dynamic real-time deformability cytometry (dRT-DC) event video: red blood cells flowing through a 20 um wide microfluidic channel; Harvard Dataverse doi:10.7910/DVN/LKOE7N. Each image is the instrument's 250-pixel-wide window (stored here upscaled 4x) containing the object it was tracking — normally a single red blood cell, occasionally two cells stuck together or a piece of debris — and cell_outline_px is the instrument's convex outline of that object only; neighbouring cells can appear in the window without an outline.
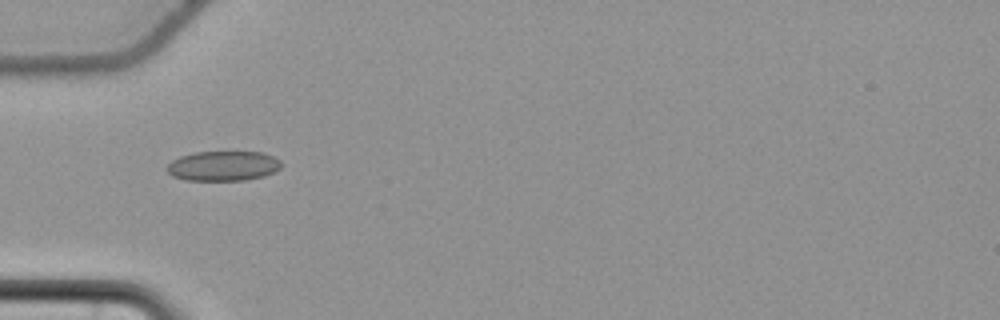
{"species": "common noctule bat (a hibernating species)", "species_latin": "Nyctalus noctula", "temperature_condition": "cold", "stored_images_in_passage": 38, "camera_frame_rate_fps": 3000, "um_per_image_px": 0.085, "animal": {"sex": "female", "body_mass_g": 22.7, "forearm_length_mm": 54.2}, "frame": {"image": 1, "passage_image": 1, "time_ms": 0.0, "image_size_px": [1000, 320], "cell_outline_px": [[284, 164], [276, 172], [264, 176], [244, 180], [184, 180], [172, 176], [164, 168], [172, 160], [180, 156], [196, 152], [264, 152], [280, 160]], "centroid_in_image_um": [18.98, 14.1], "position_along_channel_um": 66.0, "area_um2": 20.11}}
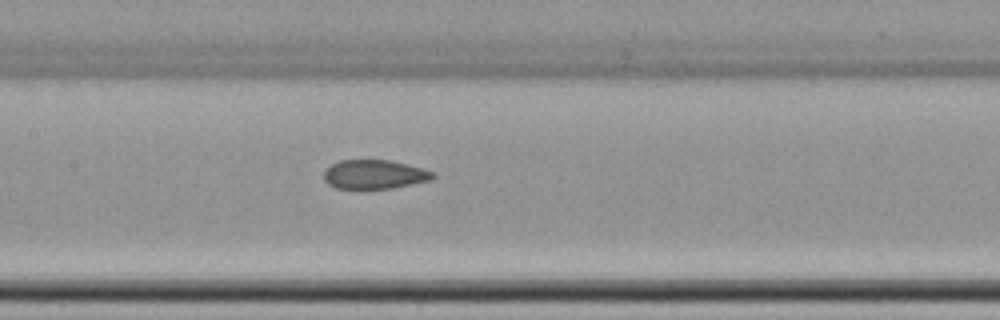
{"frame": {"image": 2, "passage_image": 10, "time_ms": 3.0, "image_size_px": [1000, 320], "cell_outline_px": [[436, 176], [432, 180], [392, 188], [336, 188], [328, 184], [324, 180], [324, 172], [332, 164], [340, 160], [388, 160], [408, 164], [436, 172]], "centroid_in_image_um": [31.87, 14.82], "position_along_channel_um": 175.5, "area_um2": 18.44}}
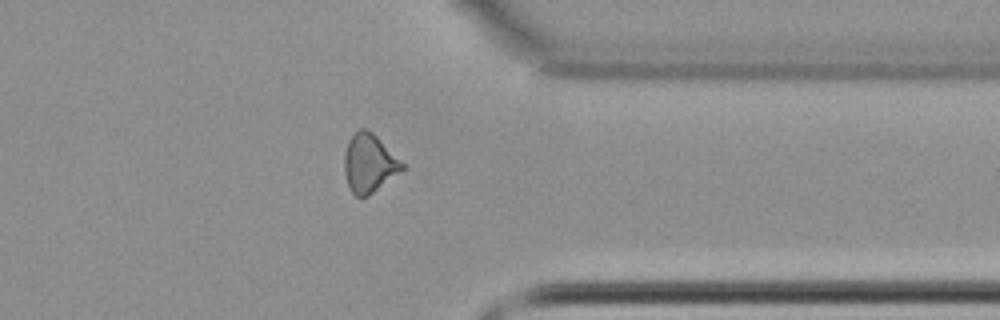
{"frame": {"image": 3, "passage_image": 27, "time_ms": 8.667, "image_size_px": [1000, 320], "cell_outline_px": [[404, 168], [368, 196], [356, 196], [352, 192], [348, 184], [344, 172], [344, 152], [348, 140], [360, 128], [364, 128], [372, 132], [404, 164]], "centroid_in_image_um": [31.34, 13.87], "position_along_channel_um": 380.1, "area_um2": 19.25}, "authors_computed_cell_mechanics": {"area_um2": 19.2474, "velocity_mm_per_s": 3.7135, "shape_relaxation_time_tau1_ms": null, "shape_relaxation_time_tau2_ms": 1.9661, "deformation_change_tau1": null, "deformation_change_tau2": 0.0812}}